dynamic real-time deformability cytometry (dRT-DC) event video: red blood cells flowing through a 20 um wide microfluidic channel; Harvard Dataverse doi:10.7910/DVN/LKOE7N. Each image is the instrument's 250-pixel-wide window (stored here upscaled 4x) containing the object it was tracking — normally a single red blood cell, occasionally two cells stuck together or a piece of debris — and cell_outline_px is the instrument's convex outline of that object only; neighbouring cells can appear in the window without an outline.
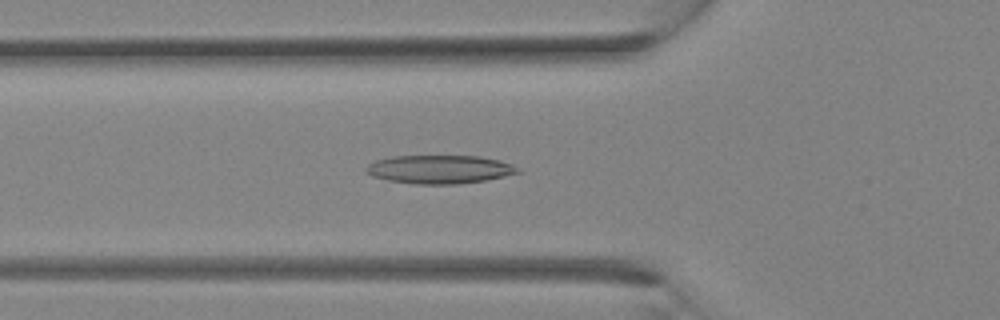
{"species": "Egyptian fruit bat (a non-hibernating species)", "species_latin": "Rousettus aegyptiacus", "temperature_condition": "room temperature", "stored_images_in_passage": 24, "segment_of_instrument_passage": [1, 2], "camera_frame_rate_fps": 3000, "um_per_image_px": 0.085, "animal": {"sex": "female"}, "frame": {"image": 1, "passage_image": 2, "time_ms": 0.333, "image_size_px": [1000, 320], "cell_outline_px": [[520, 172], [488, 180], [456, 184], [416, 184], [388, 180], [372, 176], [364, 172], [364, 168], [368, 164], [376, 160], [392, 156], [480, 156], [500, 160], [512, 164], [520, 168]], "centroid_in_image_um": [37.36, 14.39], "position_along_channel_um": 88.4, "area_um2": 25.32}}
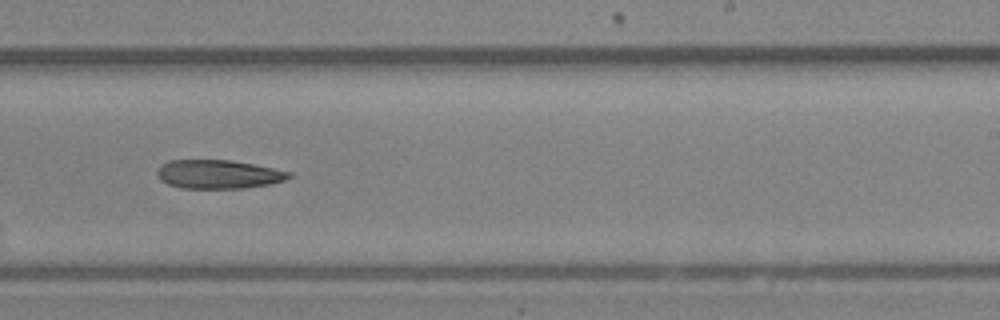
{"frame": {"image": 2, "passage_image": 11, "time_ms": 3.333, "image_size_px": [1000, 320], "cell_outline_px": [[292, 176], [284, 180], [272, 184], [244, 188], [180, 188], [168, 184], [160, 180], [156, 176], [156, 172], [168, 160], [232, 160], [292, 172]], "centroid_in_image_um": [18.56, 14.82], "position_along_channel_um": 270.4, "area_um2": 22.08}}
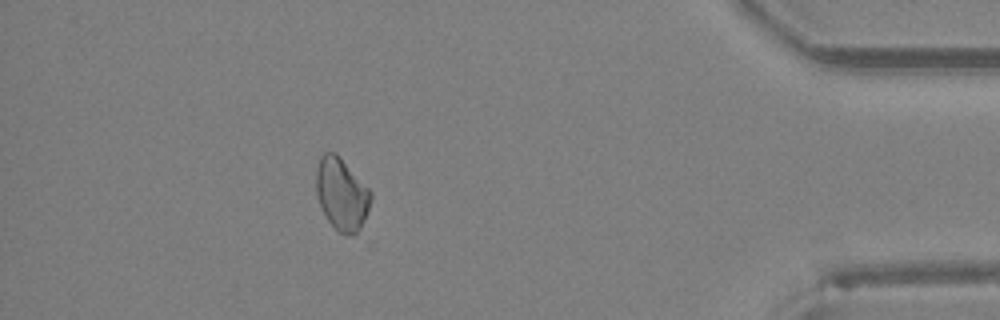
{"frame": {"image": 3, "passage_image": 20, "time_ms": 6.333, "image_size_px": [1000, 320], "cell_outline_px": [[372, 240], [368, 248], [344, 236], [328, 220], [316, 196], [316, 168], [320, 156], [324, 152], [336, 152], [372, 192]], "centroid_in_image_um": [29.28, 16.88], "position_along_channel_um": 405.9, "area_um2": 26.36}}